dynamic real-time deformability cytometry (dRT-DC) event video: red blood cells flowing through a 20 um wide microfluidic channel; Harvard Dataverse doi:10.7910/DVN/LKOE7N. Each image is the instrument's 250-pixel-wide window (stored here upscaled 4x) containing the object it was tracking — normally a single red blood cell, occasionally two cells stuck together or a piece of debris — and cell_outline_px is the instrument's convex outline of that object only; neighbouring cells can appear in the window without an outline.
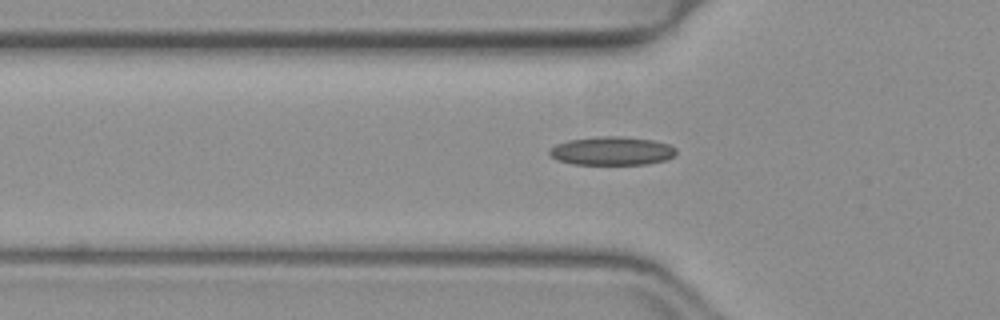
{"species": "common noctule bat (a hibernating species)", "species_latin": "Nyctalus noctula", "temperature_condition": "warm", "stored_images_in_passage": 36, "camera_frame_rate_fps": 3000, "um_per_image_px": 0.085, "animal": {"sex": "female", "body_mass_g": 19.3, "forearm_length_mm": 54.1}, "frame": {"image": 1, "passage_image": 8, "time_ms": 2.333, "image_size_px": [1000, 320], "cell_outline_px": [[676, 152], [672, 156], [664, 160], [648, 164], [572, 164], [556, 160], [548, 152], [548, 148], [556, 144], [568, 140], [596, 136], [624, 136], [652, 140], [668, 144], [676, 148]], "centroid_in_image_um": [51.96, 12.82], "position_along_channel_um": 73.8, "area_um2": 21.15}}
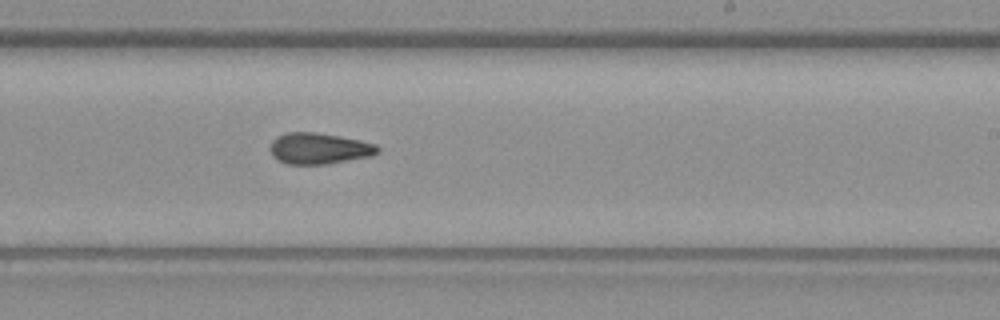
{"frame": {"image": 2, "passage_image": 22, "time_ms": 7.0, "image_size_px": [1000, 320], "cell_outline_px": [[380, 152], [372, 156], [328, 164], [288, 164], [276, 160], [272, 156], [268, 148], [272, 140], [276, 136], [288, 132], [316, 132], [340, 136], [360, 140], [376, 144], [380, 148]], "centroid_in_image_um": [27.1, 12.62], "position_along_channel_um": 261.9, "area_um2": 19.88}}
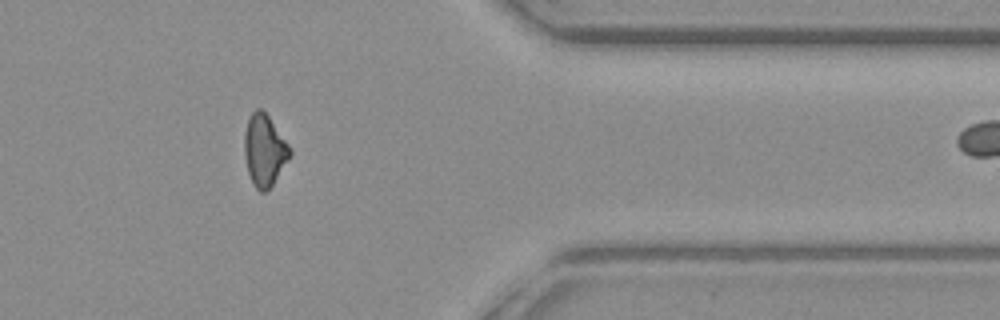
{"frame": {"image": 3, "passage_image": 33, "time_ms": 10.667, "image_size_px": [1000, 320], "cell_outline_px": [[292, 152], [288, 160], [272, 184], [264, 192], [260, 192], [256, 188], [248, 172], [244, 152], [244, 136], [248, 120], [252, 112], [256, 108], [260, 108], [268, 116], [292, 148]], "centroid_in_image_um": [22.48, 12.75], "position_along_channel_um": 388.9, "area_um2": 18.67}, "authors_computed_cell_mechanics": {"area_um2": 19.4786, "velocity_mm_per_s": 4.0193, "shape_relaxation_time_tau1_ms": null, "shape_relaxation_time_tau2_ms": 4.0404, "deformation_change_tau1": null, "deformation_change_tau2": 0.1096}}